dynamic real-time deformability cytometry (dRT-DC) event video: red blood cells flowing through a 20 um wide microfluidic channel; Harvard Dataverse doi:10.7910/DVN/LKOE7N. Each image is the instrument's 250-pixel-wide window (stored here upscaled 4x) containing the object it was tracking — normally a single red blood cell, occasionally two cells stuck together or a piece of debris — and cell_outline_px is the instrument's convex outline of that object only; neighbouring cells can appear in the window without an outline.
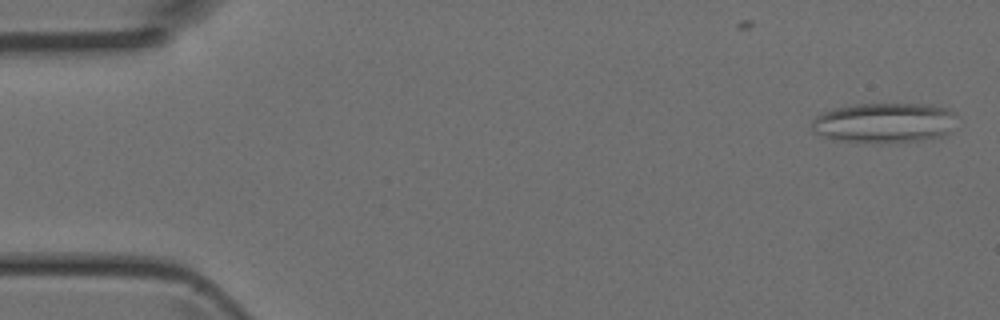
{"species": "Egyptian fruit bat (a non-hibernating species)", "species_latin": "Rousettus aegyptiacus", "temperature_condition": "room temperature", "stored_images_in_passage": 5, "camera_frame_rate_fps": 3000, "um_per_image_px": 0.085, "animal": {"sex": "female"}, "frame": {"image": 1, "passage_image": 1, "time_ms": 0.0, "image_size_px": [1000, 320], "cell_outline_px": [[956, 116], [948, 136], [924, 140], [880, 144], [836, 140], [812, 132], [812, 120], [816, 116], [824, 112], [836, 108], [856, 104], [928, 104], [948, 108], [956, 112]], "centroid_in_image_um": [75.21, 10.46], "position_along_channel_um": 9.8, "area_um2": 34.45}}